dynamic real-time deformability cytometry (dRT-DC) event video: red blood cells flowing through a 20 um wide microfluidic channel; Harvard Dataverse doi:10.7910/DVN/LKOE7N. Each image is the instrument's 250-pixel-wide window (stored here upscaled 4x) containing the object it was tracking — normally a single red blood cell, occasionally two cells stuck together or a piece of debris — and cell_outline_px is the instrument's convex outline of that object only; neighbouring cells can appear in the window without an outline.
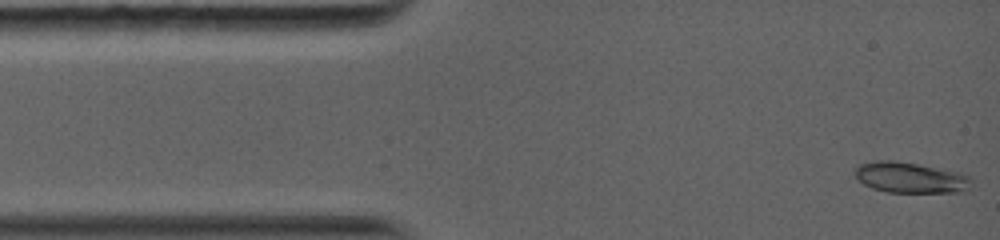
{"species": "common noctule bat (a hibernating species)", "species_latin": "Nyctalus noctula", "temperature_condition": "warm", "stored_images_in_passage": 36, "camera_frame_rate_fps": 5000, "um_per_image_px": 0.085, "animal": {"sex": "female", "body_mass_g": 19.0, "forearm_length_mm": 56.7}, "frame": {"image": 1, "passage_image": 1, "time_ms": 0.0, "image_size_px": [1000, 240], "cell_outline_px": [[968, 188], [964, 192], [888, 192], [872, 188], [864, 184], [852, 172], [860, 164], [876, 160], [892, 160], [916, 164], [960, 172], [968, 176]], "centroid_in_image_um": [77.33, 15.09], "position_along_channel_um": 7.7, "area_um2": 20.58}}
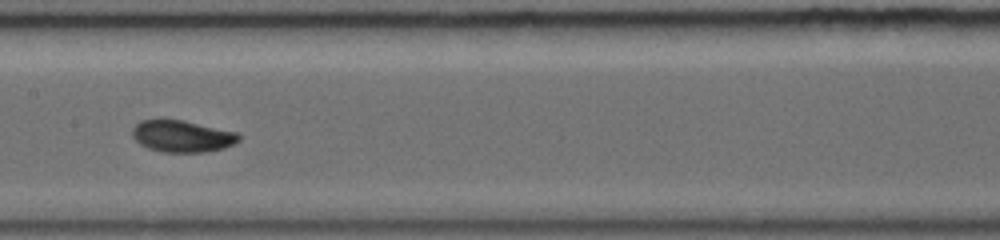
{"frame": {"image": 2, "passage_image": 17, "time_ms": 6.2, "image_size_px": [1000, 240], "cell_outline_px": [[240, 140], [236, 144], [224, 148], [204, 152], [164, 152], [148, 148], [140, 144], [132, 136], [132, 128], [140, 120], [184, 120], [236, 132], [240, 136]], "centroid_in_image_um": [15.5, 11.58], "position_along_channel_um": 191.9, "area_um2": 19.71}}
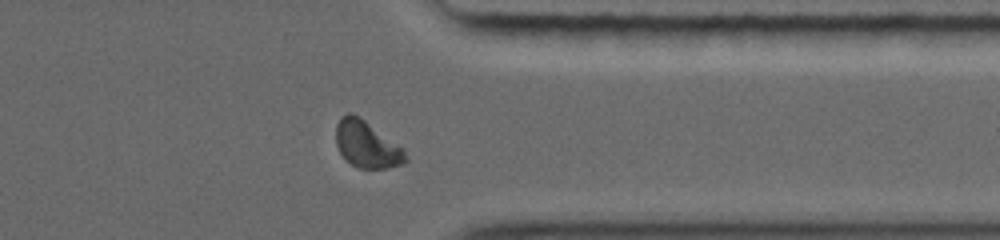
{"frame": {"image": 3, "passage_image": 31, "time_ms": 10.8, "image_size_px": [1000, 240], "cell_outline_px": [[408, 160], [404, 164], [388, 168], [360, 168], [352, 164], [340, 152], [336, 144], [336, 124], [340, 116], [348, 112], [352, 112], [360, 116], [404, 148], [408, 156]], "centroid_in_image_um": [31.2, 12.25], "position_along_channel_um": 380.2, "area_um2": 19.19}, "authors_computed_cell_mechanics": {"area_um2": 19.1029, "velocity_mm_per_s": 4.139, "shape_relaxation_time_tau1_ms": 6.7233, "shape_relaxation_time_tau2_ms": 1.1195, "deformation_change_tau1": 0.2355, "deformation_change_tau2": 0.0474}}